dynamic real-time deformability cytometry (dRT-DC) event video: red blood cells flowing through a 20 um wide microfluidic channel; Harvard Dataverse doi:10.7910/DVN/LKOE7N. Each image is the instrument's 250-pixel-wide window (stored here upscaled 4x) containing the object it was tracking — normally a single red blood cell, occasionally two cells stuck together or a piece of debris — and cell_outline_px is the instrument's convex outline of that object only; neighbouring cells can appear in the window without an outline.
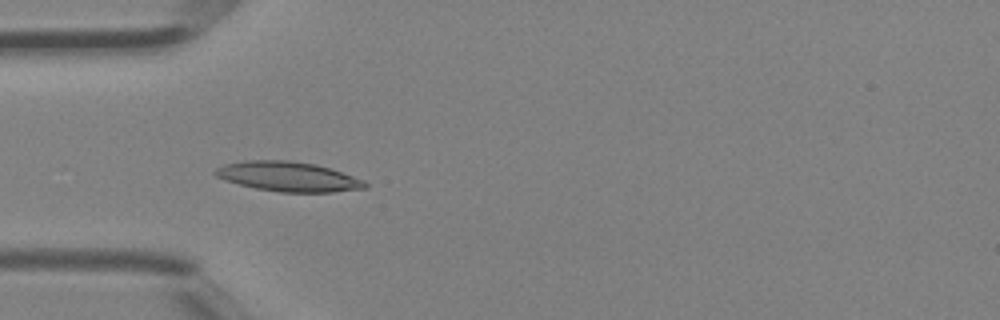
{"species": "Egyptian fruit bat (a non-hibernating species)", "species_latin": "Rousettus aegyptiacus", "temperature_condition": "room temperature", "stored_images_in_passage": 41, "camera_frame_rate_fps": 3000, "um_per_image_px": 0.085, "animal": {"sex": "female"}, "frame": {"image": 1, "passage_image": 12, "time_ms": 3.667, "image_size_px": [1000, 320], "cell_outline_px": [[368, 188], [332, 192], [280, 192], [256, 188], [224, 180], [216, 176], [212, 172], [216, 168], [224, 164], [244, 160], [288, 160], [316, 164], [332, 168], [364, 180], [368, 184]], "centroid_in_image_um": [24.51, 15.0], "position_along_channel_um": 60.5, "area_um2": 26.13}}
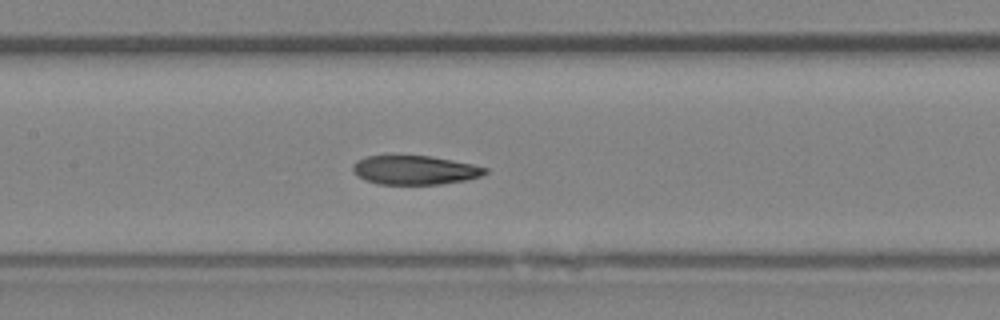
{"frame": {"image": 2, "passage_image": 19, "time_ms": 6.0, "image_size_px": [1000, 320], "cell_outline_px": [[488, 172], [480, 176], [468, 180], [440, 184], [380, 184], [364, 180], [352, 168], [352, 164], [356, 160], [364, 156], [432, 156], [472, 164], [488, 168]], "centroid_in_image_um": [35.28, 14.45], "position_along_channel_um": 172.1, "area_um2": 22.31}}
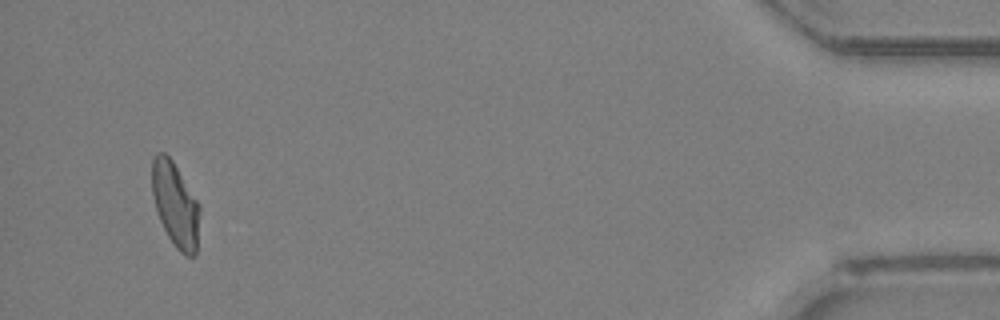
{"frame": {"image": 3, "passage_image": 39, "time_ms": 12.667, "image_size_px": [1000, 320], "cell_outline_px": [[200, 212], [196, 256], [188, 256], [180, 252], [176, 248], [168, 236], [160, 220], [156, 208], [152, 192], [152, 160], [156, 152], [164, 152], [172, 160], [200, 204]], "centroid_in_image_um": [14.92, 17.39], "position_along_channel_um": 420.3, "area_um2": 23.47}}